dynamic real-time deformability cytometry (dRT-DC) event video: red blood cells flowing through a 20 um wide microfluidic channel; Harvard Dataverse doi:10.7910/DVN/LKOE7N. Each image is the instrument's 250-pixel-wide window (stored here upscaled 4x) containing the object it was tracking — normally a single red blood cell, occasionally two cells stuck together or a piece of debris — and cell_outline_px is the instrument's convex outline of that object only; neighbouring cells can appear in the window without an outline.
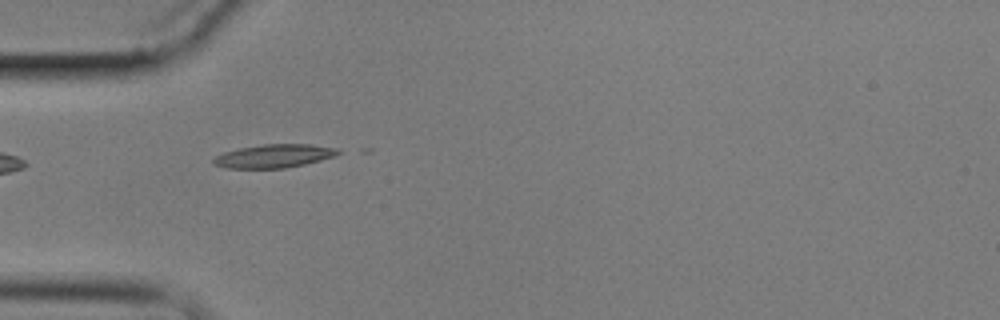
{"species": "common noctule bat (a hibernating species)", "species_latin": "Nyctalus noctula", "temperature_condition": "cold", "stored_images_in_passage": 2, "camera_frame_rate_fps": 3000, "um_per_image_px": 0.085, "animal": {"sex": "male", "body_mass_g": 17.9}, "frame": {"image": 1, "passage_image": 2, "time_ms": 1.333, "image_size_px": [1000, 320], "cell_outline_px": [[340, 152], [332, 156], [320, 160], [304, 164], [284, 168], [224, 168], [212, 164], [212, 160], [216, 156], [224, 152], [240, 148], [264, 144], [312, 144], [336, 148]], "centroid_in_image_um": [23.24, 13.26], "position_along_channel_um": 61.8, "area_um2": 16.82}}